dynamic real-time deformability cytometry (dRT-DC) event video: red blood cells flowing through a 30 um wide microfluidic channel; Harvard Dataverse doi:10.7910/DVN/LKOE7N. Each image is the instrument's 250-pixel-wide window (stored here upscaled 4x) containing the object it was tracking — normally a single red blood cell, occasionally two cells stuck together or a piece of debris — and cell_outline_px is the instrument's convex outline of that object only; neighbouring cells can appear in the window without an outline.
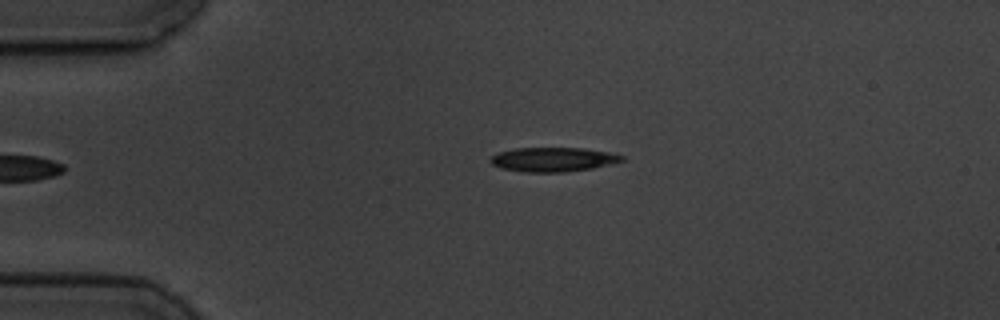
{"species": "common noctule bat (a hibernating species)", "species_latin": "Nyctalus noctula", "temperature_condition": "cold", "stored_images_in_passage": 2, "camera_frame_rate_fps": 3000, "um_per_image_px": 0.085, "animal": {"sex": "male", "body_mass_g": 19.5, "forearm_length_mm": 54.6}, "frame": {"image": 1, "passage_image": 1, "time_ms": 0.0, "image_size_px": [1000, 320], "cell_outline_px": [[624, 160], [612, 164], [592, 168], [564, 172], [524, 172], [500, 168], [492, 164], [488, 160], [496, 152], [516, 148], [580, 148], [608, 152], [624, 156]], "centroid_in_image_um": [46.97, 13.56], "position_along_channel_um": 38.0, "area_um2": 18.61}}